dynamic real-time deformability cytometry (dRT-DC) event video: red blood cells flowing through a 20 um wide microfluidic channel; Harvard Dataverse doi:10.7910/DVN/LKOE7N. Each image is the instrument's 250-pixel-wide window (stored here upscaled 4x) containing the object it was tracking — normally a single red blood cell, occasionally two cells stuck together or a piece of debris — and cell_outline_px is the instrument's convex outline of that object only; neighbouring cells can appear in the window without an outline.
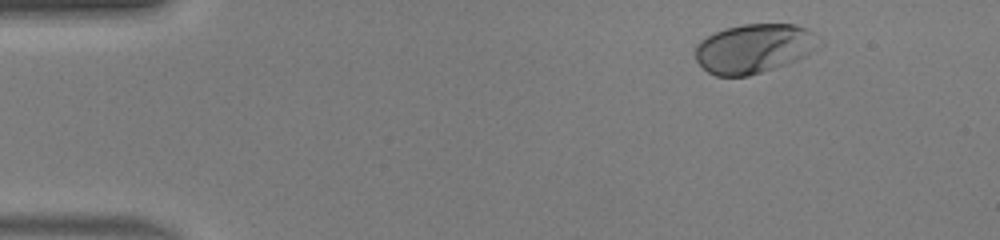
{"species": "human", "species_latin": "Homo sapiens", "temperature_condition": "warm", "stored_images_in_passage": 45, "camera_frame_rate_fps": 3000, "um_per_image_px": 0.085, "donor": {"sex": "male"}, "frame": {"image": 1, "passage_image": 1, "time_ms": 0.0, "image_size_px": [1000, 240], "cell_outline_px": [[824, 44], [804, 56], [788, 64], [748, 76], [716, 76], [708, 72], [696, 60], [696, 44], [700, 40], [724, 28], [744, 24], [796, 24], [808, 28], [824, 40]], "centroid_in_image_um": [64.15, 4.11], "position_along_channel_um": 20.8, "area_um2": 35.89}}
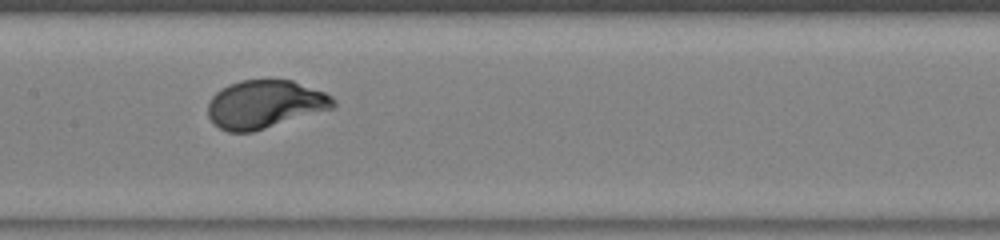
{"frame": {"image": 2, "passage_image": 20, "time_ms": 6.333, "image_size_px": [1000, 240], "cell_outline_px": [[336, 108], [252, 132], [228, 132], [220, 128], [208, 116], [208, 104], [212, 96], [220, 88], [228, 84], [240, 80], [292, 80], [324, 92], [332, 96], [336, 100]], "centroid_in_image_um": [22.54, 8.86], "position_along_channel_um": 184.9, "area_um2": 35.32}}
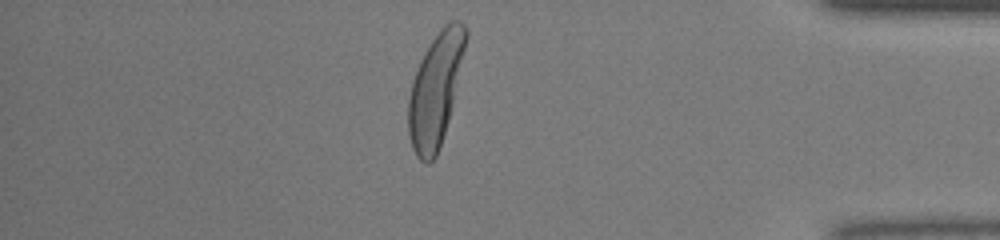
{"frame": {"image": 3, "passage_image": 38, "time_ms": 12.333, "image_size_px": [1000, 240], "cell_outline_px": [[468, 36], [452, 104], [448, 120], [436, 156], [428, 164], [424, 164], [416, 156], [412, 148], [408, 136], [408, 96], [412, 80], [420, 60], [424, 52], [440, 28], [444, 24], [452, 20], [460, 20], [464, 24], [468, 32]], "centroid_in_image_um": [37.0, 7.61], "position_along_channel_um": 398.2, "area_um2": 37.57}, "authors_computed_cell_mechanics": {"area_um2": 35.1424, "velocity_mm_per_s": 4.1134, "shape_relaxation_time_tau1_ms": 1.9568, "shape_relaxation_time_tau2_ms": null, "deformation_change_tau1": 0.1684, "deformation_change_tau2": null}}